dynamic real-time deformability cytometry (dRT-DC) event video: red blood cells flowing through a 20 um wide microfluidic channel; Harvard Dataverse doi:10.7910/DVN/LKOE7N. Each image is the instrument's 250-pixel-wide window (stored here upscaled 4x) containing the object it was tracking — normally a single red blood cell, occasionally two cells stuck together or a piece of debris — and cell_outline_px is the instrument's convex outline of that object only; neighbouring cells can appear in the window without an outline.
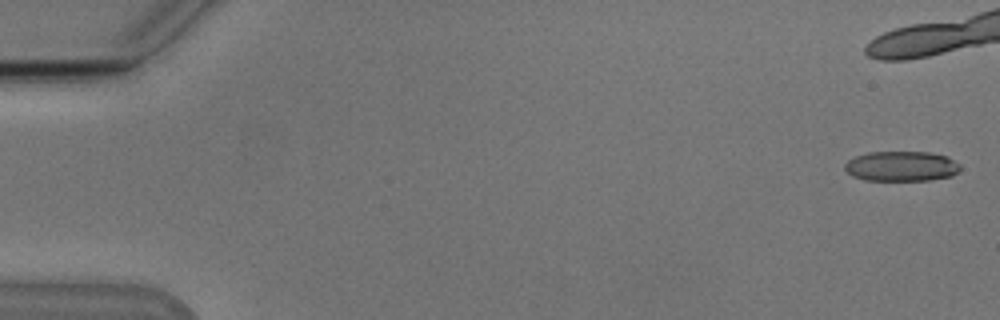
{"species": "Egyptian fruit bat (a non-hibernating species)", "species_latin": "Rousettus aegyptiacus", "temperature_condition": "cold", "stored_images_in_passage": 43, "camera_frame_rate_fps": 3000, "um_per_image_px": 0.085, "animal": {"sex": "male"}, "frame": {"image": 1, "passage_image": 1, "time_ms": 0.0, "image_size_px": [1000, 320], "cell_outline_px": [[960, 168], [952, 176], [928, 180], [864, 180], [852, 176], [844, 168], [844, 164], [848, 160], [856, 156], [868, 152], [928, 152], [948, 156], [960, 164]], "centroid_in_image_um": [76.61, 14.12], "position_along_channel_um": 8.4, "area_um2": 20.23}, "authors_computed_cell_mechanics": {"area_um2": 21.5594, "velocity_mm_per_s": 3.8407, "shape_relaxation_time_tau1_ms": 7.3358, "shape_relaxation_time_tau2_ms": 2.3772, "deformation_change_tau1": 0.1831, "deformation_change_tau2": 0.1093}}